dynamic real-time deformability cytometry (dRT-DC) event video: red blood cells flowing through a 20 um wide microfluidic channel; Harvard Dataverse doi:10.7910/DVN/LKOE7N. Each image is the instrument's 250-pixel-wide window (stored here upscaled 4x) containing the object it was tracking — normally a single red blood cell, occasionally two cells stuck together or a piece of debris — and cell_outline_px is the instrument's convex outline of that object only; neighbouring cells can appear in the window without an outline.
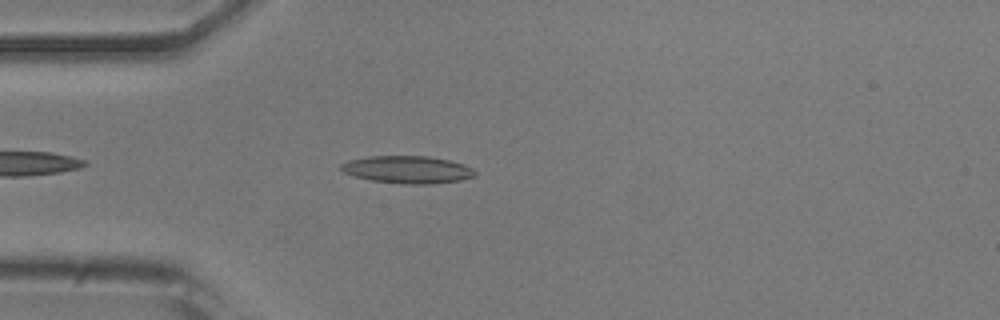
{"species": "common noctule bat (a hibernating species)", "species_latin": "Nyctalus noctula", "temperature_condition": "room temperature", "stored_images_in_passage": 37, "camera_frame_rate_fps": 3000, "um_per_image_px": 0.085, "animal": {"sex": "male", "body_mass_g": 20.5, "forearm_length_mm": 52.5}, "frame": {"image": 1, "passage_image": 5, "time_ms": 1.333, "image_size_px": [1000, 320], "cell_outline_px": [[476, 176], [460, 180], [428, 184], [404, 184], [372, 180], [356, 176], [344, 172], [340, 168], [340, 164], [348, 160], [368, 156], [428, 156], [448, 160], [464, 164], [472, 168], [476, 172]], "centroid_in_image_um": [34.65, 14.41], "position_along_channel_um": 50.4, "area_um2": 21.33}}
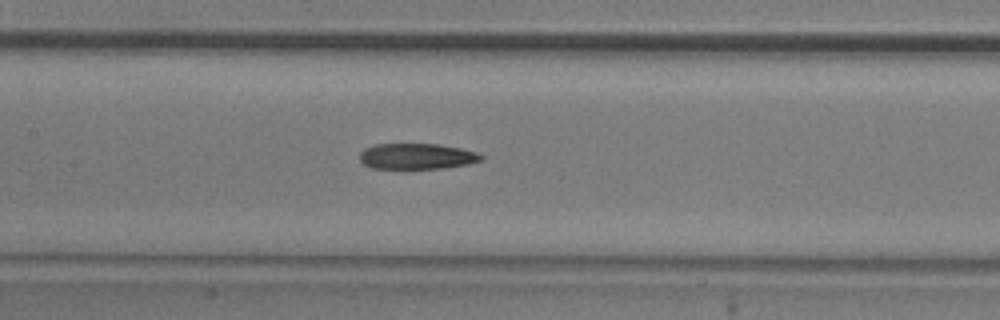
{"frame": {"image": 2, "passage_image": 15, "time_ms": 4.667, "image_size_px": [1000, 320], "cell_outline_px": [[484, 156], [480, 160], [468, 164], [440, 168], [404, 172], [372, 168], [364, 164], [360, 160], [360, 152], [364, 148], [376, 144], [440, 144], [460, 148], [476, 152]], "centroid_in_image_um": [35.36, 13.33], "position_along_channel_um": 172.0, "area_um2": 19.07}}
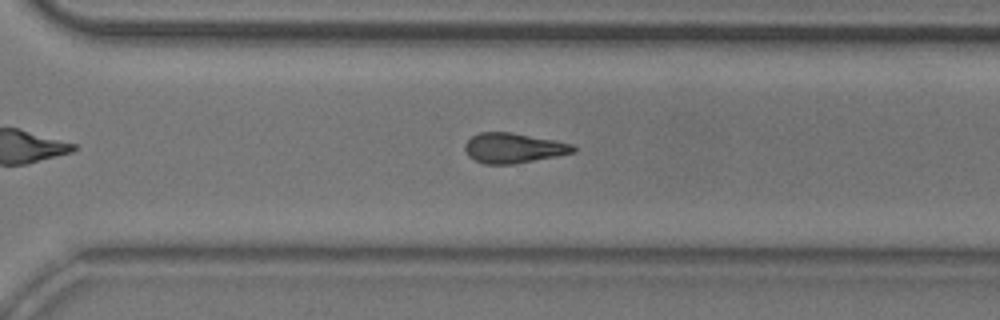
{"frame": {"image": 3, "passage_image": 27, "time_ms": 8.667, "image_size_px": [1000, 320], "cell_outline_px": [[576, 152], [556, 156], [512, 164], [484, 164], [468, 156], [464, 148], [464, 144], [472, 136], [480, 132], [512, 132], [556, 140], [572, 144], [576, 148]], "centroid_in_image_um": [43.64, 12.57], "position_along_channel_um": 327.0, "area_um2": 18.96}, "authors_computed_cell_mechanics": {"area_um2": 19.3052, "velocity_mm_per_s": 3.8876, "shape_relaxation_time_tau1_ms": 6.101, "shape_relaxation_time_tau2_ms": null, "deformation_change_tau1": 0.1707, "deformation_change_tau2": null}}